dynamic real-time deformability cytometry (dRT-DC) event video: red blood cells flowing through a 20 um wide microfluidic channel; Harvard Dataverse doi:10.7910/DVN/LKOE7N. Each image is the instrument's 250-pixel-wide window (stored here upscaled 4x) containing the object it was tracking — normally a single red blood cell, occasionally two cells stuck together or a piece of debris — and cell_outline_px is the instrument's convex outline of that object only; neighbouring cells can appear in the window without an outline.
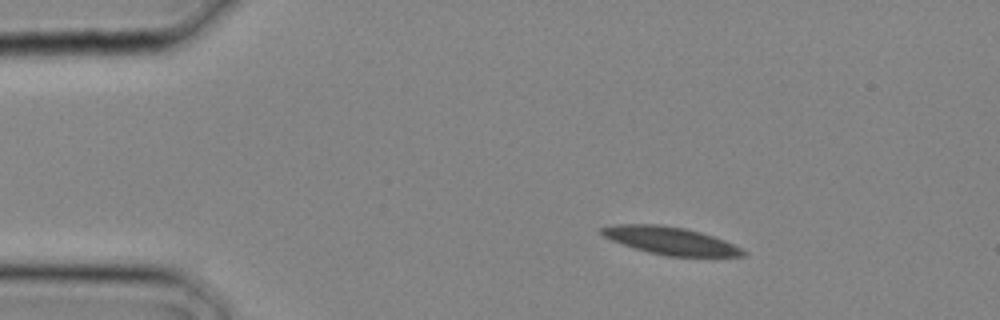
{"species": "common noctule bat (a hibernating species)", "species_latin": "Nyctalus noctula", "temperature_condition": "cold", "stored_images_in_passage": 19, "camera_frame_rate_fps": 3000, "um_per_image_px": 0.085, "animal": {"sex": "male", "body_mass_g": 20.4}, "frame": {"image": 1, "passage_image": 4, "time_ms": 1.0, "image_size_px": [1000, 320], "cell_outline_px": [[748, 252], [744, 256], [664, 256], [648, 252], [612, 240], [604, 236], [600, 232], [600, 228], [616, 224], [660, 224], [684, 228], [700, 232], [724, 240]], "centroid_in_image_um": [56.98, 20.45], "position_along_channel_um": 28.0, "area_um2": 22.48}}
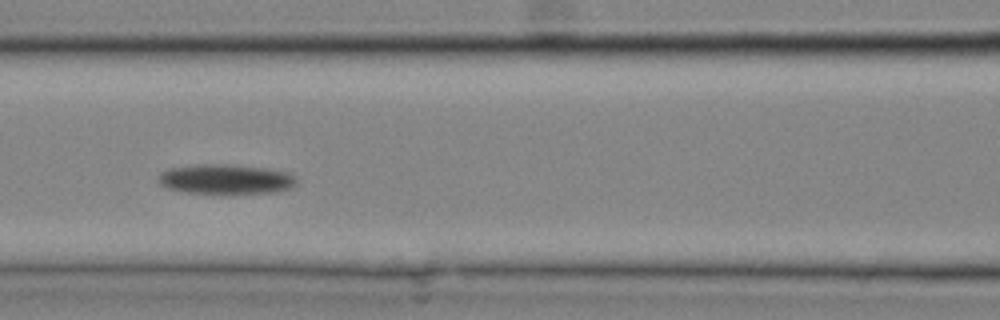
{"frame": {"image": 2, "passage_image": 12, "time_ms": 3.667, "image_size_px": [1000, 320], "cell_outline_px": [[296, 184], [292, 188], [272, 192], [188, 192], [168, 188], [160, 184], [160, 172], [168, 168], [196, 164], [236, 164], [268, 168], [292, 172], [296, 176]], "centroid_in_image_um": [19.25, 15.19], "position_along_channel_um": 147.3, "area_um2": 23.87}}
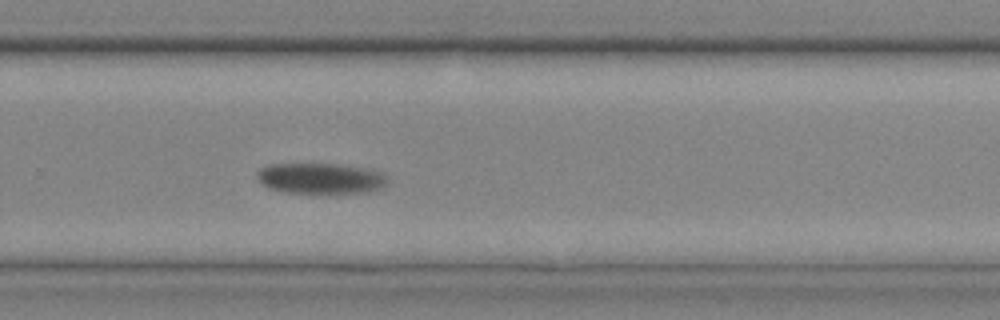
{"frame": {"image": 3, "passage_image": 19, "time_ms": 6.0, "image_size_px": [1000, 320], "cell_outline_px": [[388, 184], [384, 188], [368, 192], [284, 192], [268, 188], [260, 184], [256, 176], [256, 172], [260, 168], [268, 164], [340, 164], [364, 168], [384, 172], [388, 176]], "centroid_in_image_um": [27.27, 15.15], "position_along_channel_um": 302.5, "area_um2": 23.58}}